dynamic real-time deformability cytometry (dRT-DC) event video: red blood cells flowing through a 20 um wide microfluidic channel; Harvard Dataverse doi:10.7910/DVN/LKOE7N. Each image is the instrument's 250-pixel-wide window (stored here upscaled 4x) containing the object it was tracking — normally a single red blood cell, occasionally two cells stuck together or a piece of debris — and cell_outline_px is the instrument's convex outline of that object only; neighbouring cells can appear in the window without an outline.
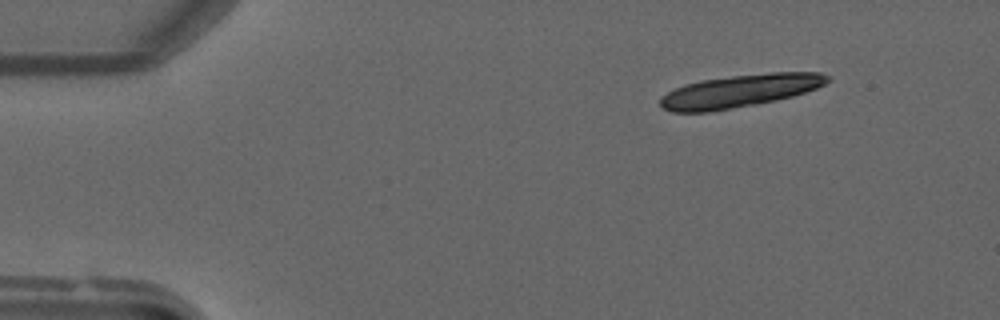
{"species": "common noctule bat (a hibernating species)", "species_latin": "Nyctalus noctula", "temperature_condition": "warm", "stored_images_in_passage": 17, "camera_frame_rate_fps": 3000, "um_per_image_px": 0.085, "animal": {"sex": "male", "forearm_length_mm": 52.5}, "frame": {"image": 1, "passage_image": 6, "time_ms": 1.667, "image_size_px": [1000, 320], "cell_outline_px": [[832, 80], [816, 88], [792, 96], [776, 100], [756, 104], [708, 112], [672, 112], [664, 108], [660, 104], [660, 96], [684, 84], [700, 80], [732, 76], [772, 72], [820, 72], [832, 76]], "centroid_in_image_um": [62.91, 7.72], "position_along_channel_um": 22.1, "area_um2": 31.85}}